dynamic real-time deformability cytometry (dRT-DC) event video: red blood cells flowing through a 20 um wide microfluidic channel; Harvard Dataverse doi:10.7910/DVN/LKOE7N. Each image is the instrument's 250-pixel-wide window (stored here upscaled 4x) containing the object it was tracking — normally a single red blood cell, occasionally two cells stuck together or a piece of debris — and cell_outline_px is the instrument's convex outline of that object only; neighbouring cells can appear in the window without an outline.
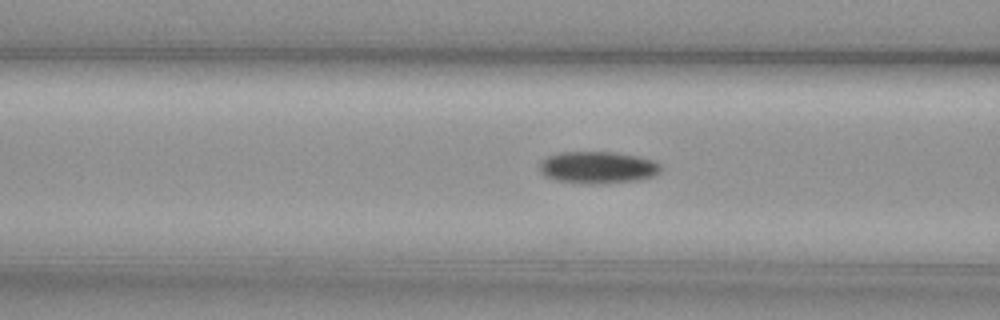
{"species": "common noctule bat (a hibernating species)", "species_latin": "Nyctalus noctula", "temperature_condition": "cold", "stored_images_in_passage": 49, "camera_frame_rate_fps": 3000, "um_per_image_px": 0.085, "animal": {"sex": "female", "body_mass_g": 29.2, "forearm_length_mm": 56.3}, "frame": {"image": 1, "passage_image": 15, "time_ms": 4.667, "image_size_px": [1000, 320], "cell_outline_px": [[660, 172], [652, 176], [640, 180], [596, 184], [584, 184], [556, 180], [544, 176], [540, 172], [540, 164], [548, 156], [560, 152], [616, 152], [640, 156], [652, 160], [660, 164]], "centroid_in_image_um": [50.82, 14.23], "position_along_channel_um": 115.8, "area_um2": 22.72}}
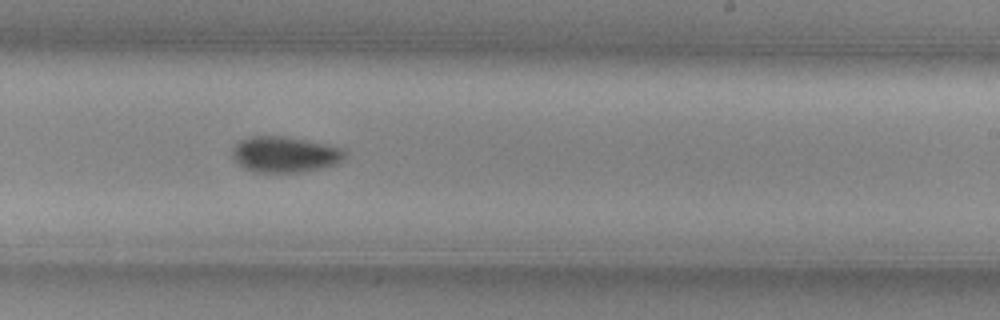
{"frame": {"image": 2, "passage_image": 27, "time_ms": 8.667, "image_size_px": [1000, 320], "cell_outline_px": [[344, 156], [336, 164], [324, 168], [300, 172], [256, 172], [244, 168], [232, 156], [232, 148], [240, 140], [252, 136], [284, 136], [344, 148]], "centroid_in_image_um": [24.19, 13.13], "position_along_channel_um": 264.8, "area_um2": 23.29}}
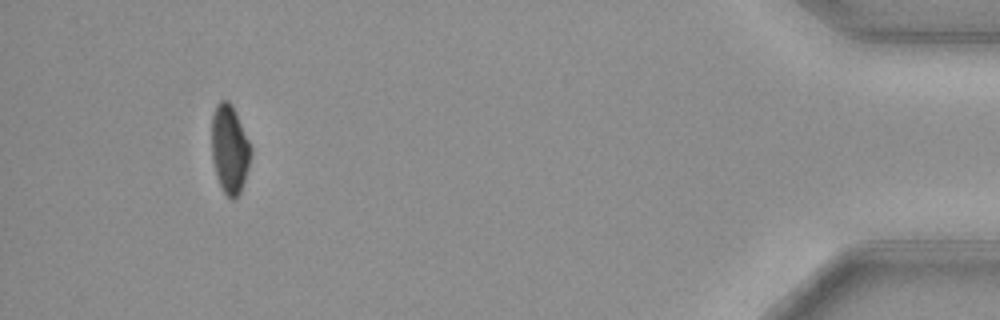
{"frame": {"image": 3, "passage_image": 45, "time_ms": 14.667, "image_size_px": [1000, 320], "cell_outline_px": [[252, 152], [248, 168], [240, 192], [232, 200], [224, 192], [216, 176], [212, 160], [212, 116], [216, 104], [220, 100], [228, 100], [232, 104], [252, 148]], "centroid_in_image_um": [19.51, 12.65], "position_along_channel_um": 415.7, "area_um2": 20.11}, "authors_computed_cell_mechanics": {"area_um2": 21.7906, "velocity_mm_per_s": 3.7328, "shape_relaxation_time_tau1_ms": 4.1319, "shape_relaxation_time_tau2_ms": null, "deformation_change_tau1": 0.1161, "deformation_change_tau2": null}}